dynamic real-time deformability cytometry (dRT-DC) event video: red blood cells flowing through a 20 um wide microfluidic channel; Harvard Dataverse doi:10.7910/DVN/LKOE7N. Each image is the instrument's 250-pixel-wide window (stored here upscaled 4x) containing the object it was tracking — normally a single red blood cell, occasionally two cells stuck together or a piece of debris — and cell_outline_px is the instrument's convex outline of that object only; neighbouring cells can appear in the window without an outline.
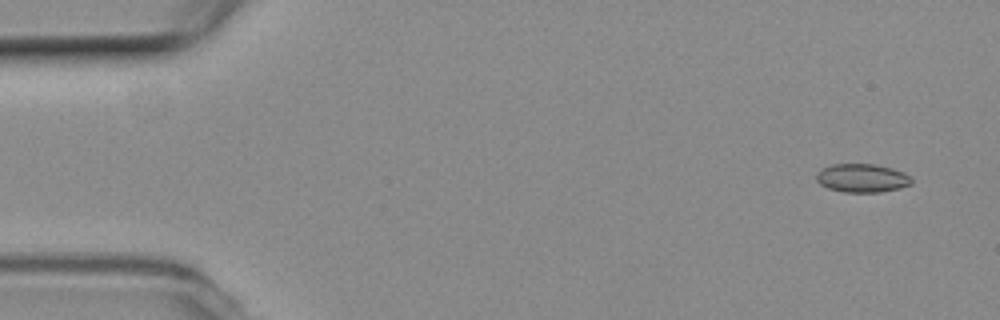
{"species": "common noctule bat (a hibernating species)", "species_latin": "Nyctalus noctula", "temperature_condition": "room temperature", "stored_images_in_passage": 18, "camera_frame_rate_fps": 3000, "um_per_image_px": 0.085, "animal": {"sex": "female", "body_mass_g": 19.3, "forearm_length_mm": 54.1}, "frame": {"image": 1, "passage_image": 1, "time_ms": 0.0, "image_size_px": [1000, 320], "cell_outline_px": [[912, 184], [900, 188], [880, 192], [844, 192], [828, 188], [820, 184], [816, 180], [816, 172], [832, 164], [876, 164], [892, 168], [904, 172], [912, 180]], "centroid_in_image_um": [73.28, 15.13], "position_along_channel_um": 11.7, "area_um2": 15.84}}
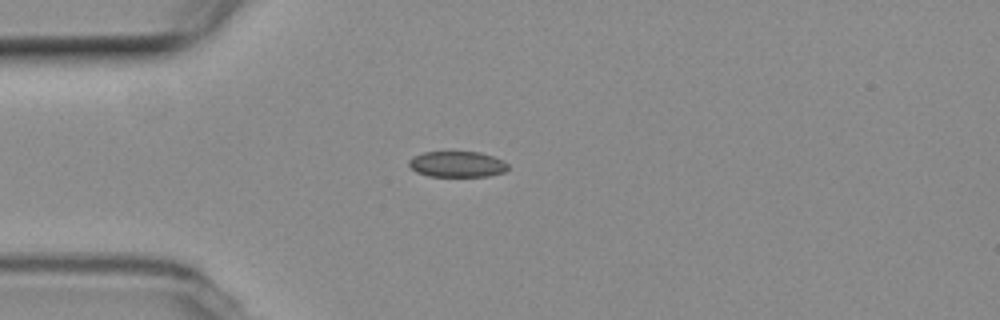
{"frame": {"image": 2, "passage_image": 12, "time_ms": 3.667, "image_size_px": [1000, 320], "cell_outline_px": [[508, 168], [504, 172], [488, 176], [428, 176], [416, 172], [408, 164], [408, 160], [412, 156], [424, 152], [480, 152], [504, 160], [508, 164]], "centroid_in_image_um": [38.85, 13.95], "position_along_channel_um": 46.2, "area_um2": 14.97}}
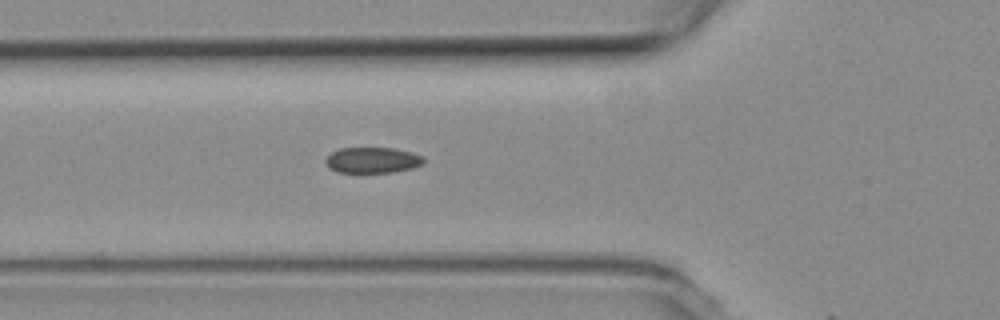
{"frame": {"image": 3, "passage_image": 17, "time_ms": 5.333, "image_size_px": [1000, 320], "cell_outline_px": [[424, 164], [412, 168], [392, 172], [360, 176], [336, 172], [328, 168], [324, 164], [324, 160], [332, 152], [340, 148], [392, 148], [412, 152], [420, 156], [424, 160]], "centroid_in_image_um": [31.57, 13.67], "position_along_channel_um": 94.2, "area_um2": 15.55}}